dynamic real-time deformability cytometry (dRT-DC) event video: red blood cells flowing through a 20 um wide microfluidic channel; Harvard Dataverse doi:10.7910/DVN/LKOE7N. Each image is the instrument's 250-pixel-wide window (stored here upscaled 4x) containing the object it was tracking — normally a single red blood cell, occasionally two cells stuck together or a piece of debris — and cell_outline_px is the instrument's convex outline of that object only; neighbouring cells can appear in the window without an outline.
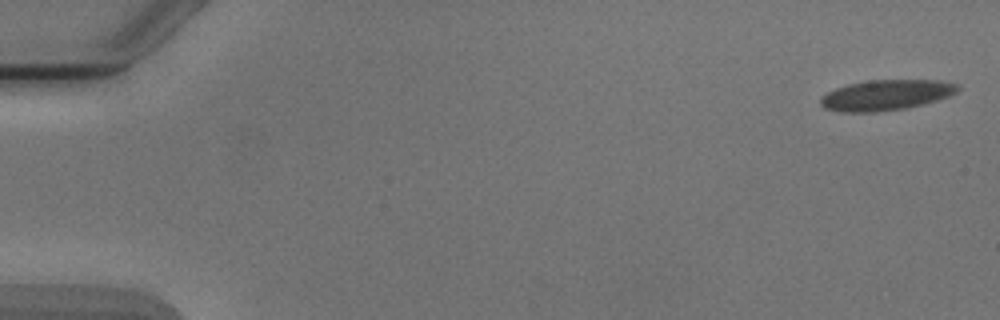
{"species": "Egyptian fruit bat (a non-hibernating species)", "species_latin": "Rousettus aegyptiacus", "temperature_condition": "cold", "stored_images_in_passage": 6, "camera_frame_rate_fps": 3000, "um_per_image_px": 0.085, "animal": {"sex": "male"}, "frame": {"image": 1, "passage_image": 1, "time_ms": 0.0, "image_size_px": [1000, 320], "cell_outline_px": [[960, 88], [956, 92], [948, 96], [924, 104], [908, 108], [876, 112], [840, 112], [824, 108], [820, 104], [820, 96], [836, 88], [848, 84], [872, 80], [936, 80], [960, 84]], "centroid_in_image_um": [75.3, 8.08], "position_along_channel_um": 9.7, "area_um2": 24.45}}
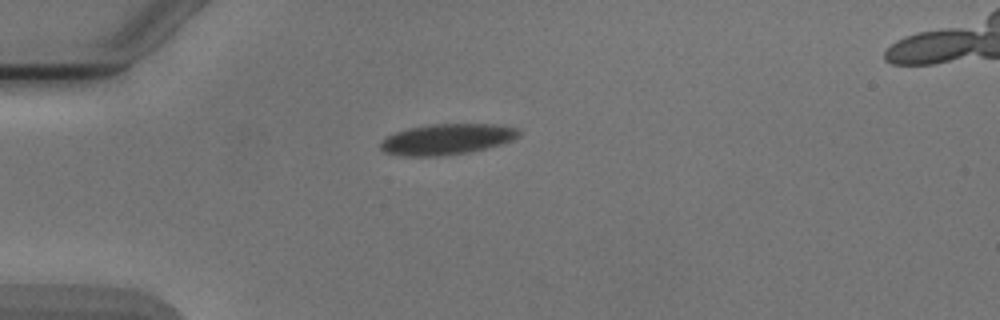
{"frame": {"image": 2, "passage_image": 4, "time_ms": 4.333, "image_size_px": [1000, 320], "cell_outline_px": [[520, 136], [512, 140], [500, 144], [468, 152], [444, 156], [400, 156], [384, 152], [380, 148], [380, 144], [388, 136], [396, 132], [408, 128], [432, 124], [496, 124], [520, 128]], "centroid_in_image_um": [38.0, 11.83], "position_along_channel_um": 47.0, "area_um2": 24.8}}
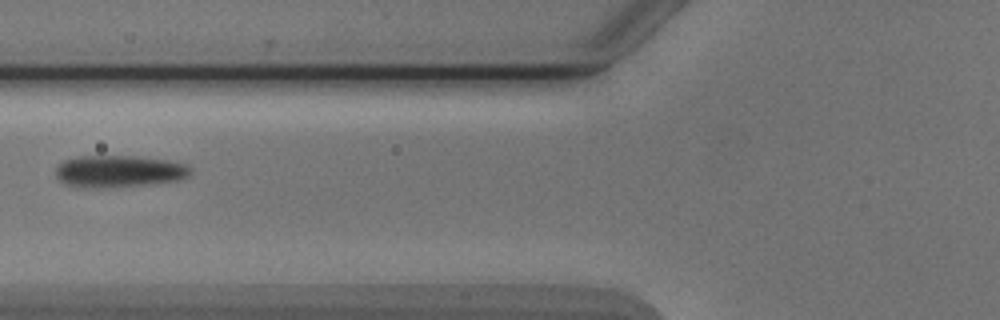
{"frame": {"image": 3, "passage_image": 6, "time_ms": 6.667, "image_size_px": [1000, 320], "cell_outline_px": [[192, 172], [188, 176], [176, 180], [144, 184], [104, 188], [76, 188], [64, 184], [56, 176], [56, 168], [64, 160], [80, 156], [136, 156], [168, 160], [188, 164], [192, 168]], "centroid_in_image_um": [10.09, 14.56], "position_along_channel_um": 115.7, "area_um2": 25.26}}